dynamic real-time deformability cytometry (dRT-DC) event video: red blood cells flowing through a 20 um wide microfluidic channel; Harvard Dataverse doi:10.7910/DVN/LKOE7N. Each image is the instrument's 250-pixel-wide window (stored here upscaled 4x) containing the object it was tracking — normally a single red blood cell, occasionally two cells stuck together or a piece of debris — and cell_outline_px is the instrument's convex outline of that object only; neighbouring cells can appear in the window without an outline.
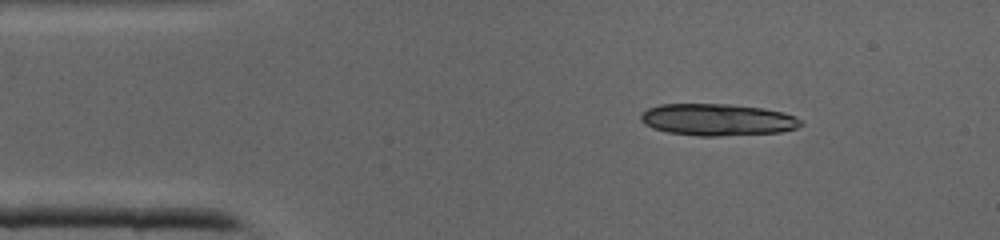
{"species": "common noctule bat (a hibernating species)", "species_latin": "Nyctalus noctula", "temperature_condition": "cold", "stored_images_in_passage": 35, "camera_frame_rate_fps": 3000, "um_per_image_px": 0.085, "animal": {"sex": "male", "body_mass_g": 19.0, "forearm_length_mm": 50.8}, "frame": {"image": 1, "passage_image": 1, "time_ms": 0.0, "image_size_px": [1000, 240], "cell_outline_px": [[804, 124], [796, 128], [780, 132], [716, 136], [700, 136], [668, 132], [652, 128], [644, 124], [640, 120], [640, 112], [648, 108], [660, 104], [728, 104], [764, 108], [784, 112], [796, 116]], "centroid_in_image_um": [60.97, 10.17], "position_along_channel_um": 24.0, "area_um2": 29.88}}
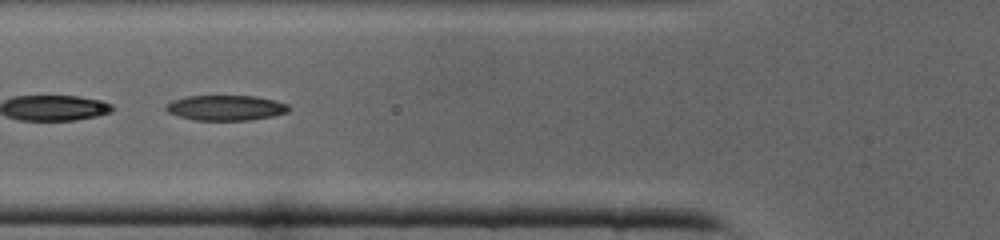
{"frame": {"image": 2, "passage_image": 10, "time_ms": 3.0, "image_size_px": [1000, 240], "cell_outline_px": [[292, 108], [288, 112], [272, 116], [252, 120], [192, 120], [168, 112], [164, 108], [164, 104], [172, 100], [188, 96], [252, 96], [276, 100], [288, 104]], "centroid_in_image_um": [19.2, 9.16], "position_along_channel_um": 106.6, "area_um2": 18.21}}
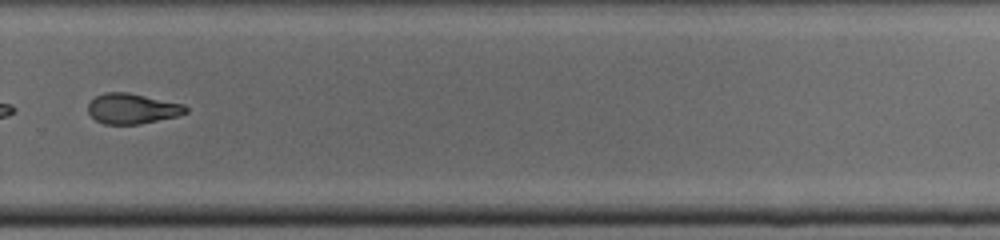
{"frame": {"image": 3, "passage_image": 23, "time_ms": 7.333, "image_size_px": [1000, 240], "cell_outline_px": [[188, 112], [176, 116], [140, 124], [104, 124], [96, 120], [88, 112], [88, 104], [96, 96], [104, 92], [128, 92], [184, 104], [188, 108]], "centroid_in_image_um": [11.24, 9.23], "position_along_channel_um": 318.6, "area_um2": 17.22}}